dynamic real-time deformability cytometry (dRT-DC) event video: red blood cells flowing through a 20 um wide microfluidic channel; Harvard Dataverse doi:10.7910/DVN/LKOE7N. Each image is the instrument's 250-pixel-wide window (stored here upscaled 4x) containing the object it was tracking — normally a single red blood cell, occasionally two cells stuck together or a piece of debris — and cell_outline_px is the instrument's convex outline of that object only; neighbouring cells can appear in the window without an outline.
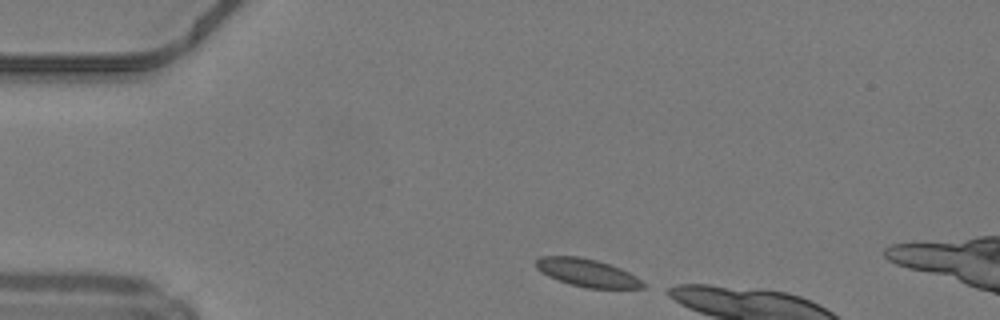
{"species": "common noctule bat (a hibernating species)", "species_latin": "Nyctalus noctula", "temperature_condition": "warm", "stored_images_in_passage": 6, "camera_frame_rate_fps": 3000, "um_per_image_px": 0.085, "animal": {"sex": "male", "body_mass_g": 19.2, "forearm_length_mm": 51.8}, "frame": {"image": 1, "passage_image": 1, "time_ms": 0.0, "image_size_px": [1000, 320], "cell_outline_px": [[644, 288], [584, 288], [548, 276], [540, 272], [536, 268], [536, 260], [540, 256], [580, 256], [596, 260], [620, 268], [636, 276], [644, 284]], "centroid_in_image_um": [49.88, 23.17], "position_along_channel_um": 35.1, "area_um2": 17.17}}